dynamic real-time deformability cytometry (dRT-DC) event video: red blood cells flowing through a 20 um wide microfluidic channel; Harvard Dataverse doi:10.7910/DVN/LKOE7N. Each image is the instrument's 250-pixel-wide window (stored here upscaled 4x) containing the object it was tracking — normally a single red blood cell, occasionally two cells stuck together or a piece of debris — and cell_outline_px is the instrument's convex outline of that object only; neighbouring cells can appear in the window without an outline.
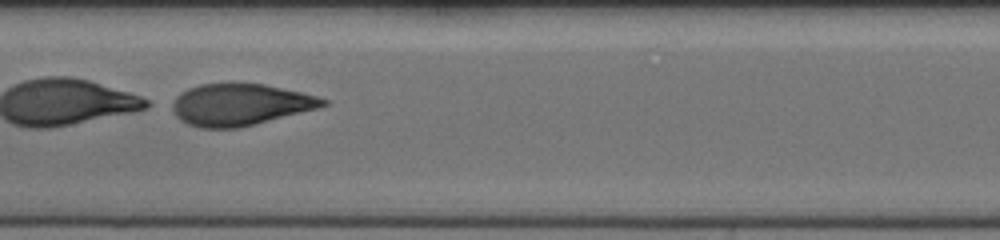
{"species": "human", "species_latin": "Homo sapiens", "temperature_condition": "cold", "stored_images_in_passage": 33, "camera_frame_rate_fps": 3000, "um_per_image_px": 0.085, "donor": {"sex": "female"}, "frame": {"image": 1, "passage_image": 15, "time_ms": 4.667, "image_size_px": [1000, 240], "cell_outline_px": [[328, 104], [316, 108], [256, 124], [240, 128], [200, 128], [188, 124], [180, 120], [164, 104], [180, 92], [188, 88], [200, 84], [232, 80], [264, 84], [300, 92], [316, 96], [328, 100]], "centroid_in_image_um": [20.26, 8.85], "position_along_channel_um": 187.1, "area_um2": 37.8}}